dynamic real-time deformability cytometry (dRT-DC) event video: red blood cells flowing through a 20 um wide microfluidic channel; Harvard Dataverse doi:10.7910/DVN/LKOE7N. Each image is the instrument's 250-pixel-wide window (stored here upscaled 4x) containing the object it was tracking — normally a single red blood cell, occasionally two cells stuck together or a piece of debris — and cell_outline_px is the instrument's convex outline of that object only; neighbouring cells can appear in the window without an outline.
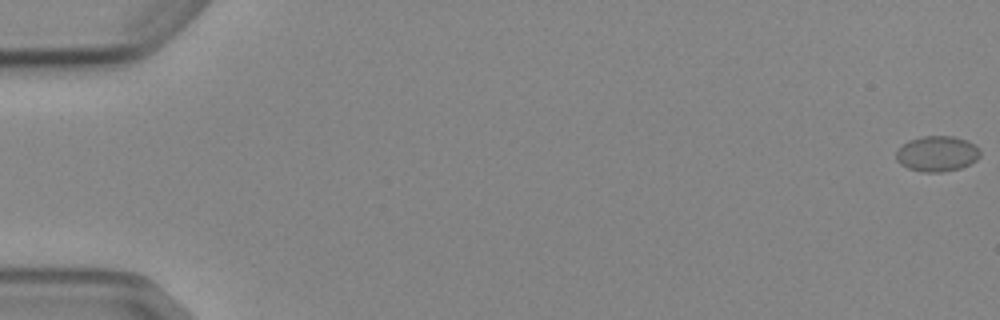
{"species": "Egyptian fruit bat (a non-hibernating species)", "species_latin": "Rousettus aegyptiacus", "temperature_condition": "cold", "stored_images_in_passage": 6, "camera_frame_rate_fps": 3000, "um_per_image_px": 0.085, "animal": {"sex": "female"}, "frame": {"image": 1, "passage_image": 1, "time_ms": 0.0, "image_size_px": [1000, 320], "cell_outline_px": [[980, 156], [976, 160], [960, 168], [940, 172], [924, 172], [908, 168], [900, 164], [896, 160], [896, 152], [908, 140], [920, 136], [952, 136], [968, 140], [976, 144], [980, 148]], "centroid_in_image_um": [79.67, 13.05], "position_along_channel_um": 5.3, "area_um2": 17.46}}